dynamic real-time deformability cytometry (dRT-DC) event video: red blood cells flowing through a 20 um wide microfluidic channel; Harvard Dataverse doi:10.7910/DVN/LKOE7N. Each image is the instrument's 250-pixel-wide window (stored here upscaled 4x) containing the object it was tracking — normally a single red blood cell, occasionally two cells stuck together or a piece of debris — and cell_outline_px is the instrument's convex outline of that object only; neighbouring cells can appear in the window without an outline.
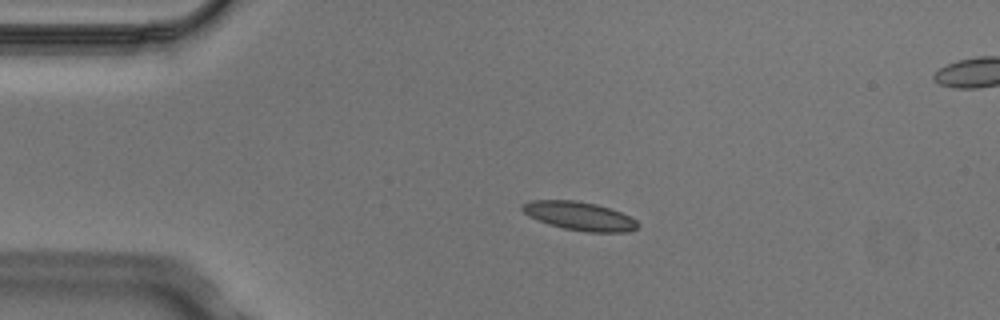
{"species": "Egyptian fruit bat (a non-hibernating species)", "species_latin": "Rousettus aegyptiacus", "temperature_condition": "cold", "stored_images_in_passage": 5, "camera_frame_rate_fps": 3000, "um_per_image_px": 0.085, "animal": {"sex": "male"}, "frame": {"image": 1, "passage_image": 3, "time_ms": 0.667, "image_size_px": [1000, 320], "cell_outline_px": [[640, 224], [636, 228], [628, 232], [588, 232], [564, 228], [548, 224], [528, 216], [520, 208], [524, 204], [532, 200], [576, 200], [596, 204], [620, 212], [636, 220]], "centroid_in_image_um": [49.25, 18.36], "position_along_channel_um": 35.8, "area_um2": 19.07}}